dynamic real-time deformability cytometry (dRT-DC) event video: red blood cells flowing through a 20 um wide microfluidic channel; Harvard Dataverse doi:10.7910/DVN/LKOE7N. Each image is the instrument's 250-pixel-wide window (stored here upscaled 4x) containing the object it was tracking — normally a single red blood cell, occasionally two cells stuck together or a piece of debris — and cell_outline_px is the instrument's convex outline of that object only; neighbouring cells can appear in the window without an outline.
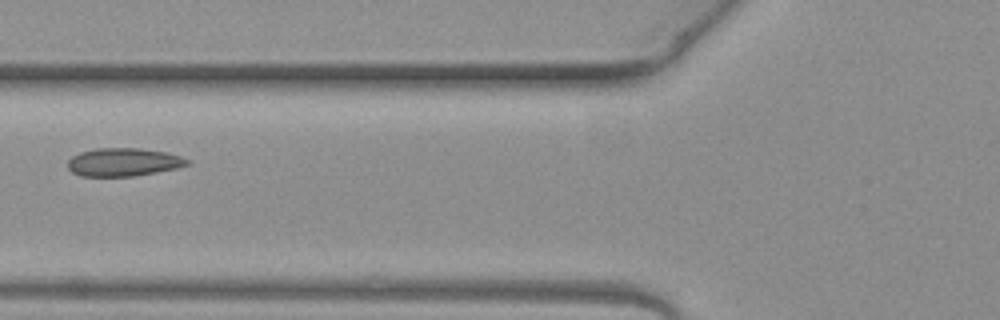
{"species": "common noctule bat (a hibernating species)", "species_latin": "Nyctalus noctula", "temperature_condition": "warm", "stored_images_in_passage": 5, "camera_frame_rate_fps": 3000, "um_per_image_px": 0.085, "animal": {"sex": "female", "body_mass_g": 19.3, "forearm_length_mm": 54.1}, "frame": {"image": 1, "passage_image": 5, "time_ms": 1.333, "image_size_px": [1000, 320], "cell_outline_px": [[188, 164], [176, 168], [156, 172], [132, 176], [80, 176], [72, 172], [68, 168], [68, 160], [72, 156], [80, 152], [96, 148], [140, 148], [168, 152], [180, 156], [188, 160]], "centroid_in_image_um": [10.46, 13.77], "position_along_channel_um": 115.3, "area_um2": 19.54}}